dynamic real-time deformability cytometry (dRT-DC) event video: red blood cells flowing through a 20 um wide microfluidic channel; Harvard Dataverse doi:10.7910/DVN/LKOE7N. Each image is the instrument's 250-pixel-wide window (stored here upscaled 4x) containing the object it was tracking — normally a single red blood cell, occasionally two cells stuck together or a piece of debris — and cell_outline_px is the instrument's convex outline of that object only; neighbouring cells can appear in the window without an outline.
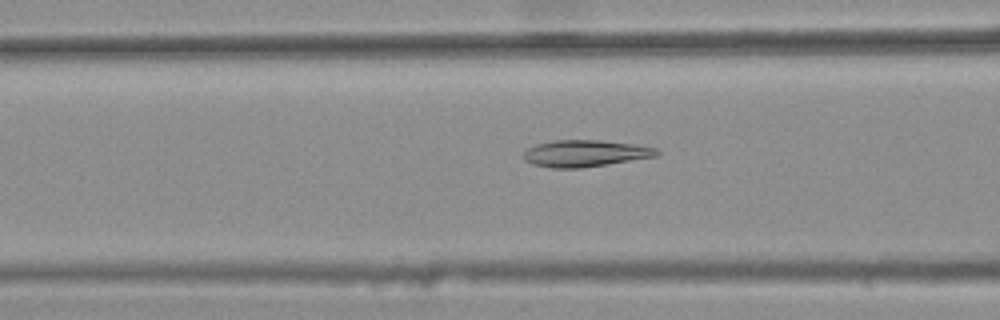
{"species": "common noctule bat (a hibernating species)", "species_latin": "Nyctalus noctula", "temperature_condition": "warm", "stored_images_in_passage": 39, "camera_frame_rate_fps": 3000, "um_per_image_px": 0.085, "animal": {"sex": "female", "body_mass_g": 25.1}, "frame": {"image": 1, "passage_image": 13, "time_ms": 4.0, "image_size_px": [1000, 320], "cell_outline_px": [[660, 152], [656, 156], [580, 168], [552, 168], [532, 164], [524, 160], [524, 152], [528, 148], [536, 144], [552, 140], [600, 140], [632, 144], [656, 148]], "centroid_in_image_um": [49.69, 13.03], "position_along_channel_um": 116.9, "area_um2": 20.52}}
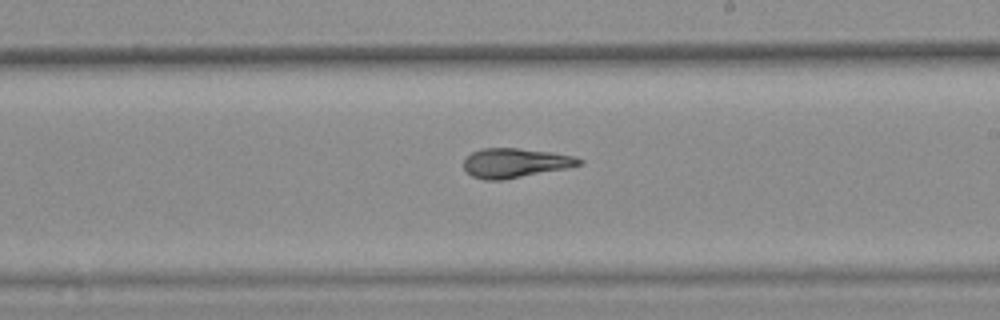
{"frame": {"image": 2, "passage_image": 23, "time_ms": 7.333, "image_size_px": [1000, 320], "cell_outline_px": [[584, 164], [504, 180], [484, 180], [472, 176], [464, 168], [464, 160], [472, 152], [480, 148], [516, 148], [548, 152], [572, 156], [584, 160]], "centroid_in_image_um": [43.76, 13.85], "position_along_channel_um": 245.2, "area_um2": 19.54}}
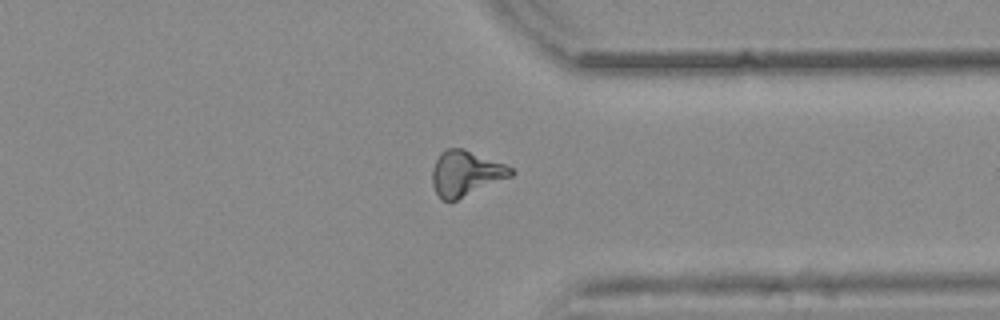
{"frame": {"image": 3, "passage_image": 33, "time_ms": 10.667, "image_size_px": [1000, 320], "cell_outline_px": [[516, 172], [512, 176], [456, 200], [444, 200], [436, 192], [432, 184], [432, 168], [440, 152], [448, 148], [464, 148], [504, 164], [512, 168]], "centroid_in_image_um": [39.58, 14.71], "position_along_channel_um": 371.8, "area_um2": 20.58}, "authors_computed_cell_mechanics": {"area_um2": 19.8254, "velocity_mm_per_s": 3.8545, "shape_relaxation_time_tau1_ms": null, "shape_relaxation_time_tau2_ms": 3.0354, "deformation_change_tau1": null, "deformation_change_tau2": 0.0665}}